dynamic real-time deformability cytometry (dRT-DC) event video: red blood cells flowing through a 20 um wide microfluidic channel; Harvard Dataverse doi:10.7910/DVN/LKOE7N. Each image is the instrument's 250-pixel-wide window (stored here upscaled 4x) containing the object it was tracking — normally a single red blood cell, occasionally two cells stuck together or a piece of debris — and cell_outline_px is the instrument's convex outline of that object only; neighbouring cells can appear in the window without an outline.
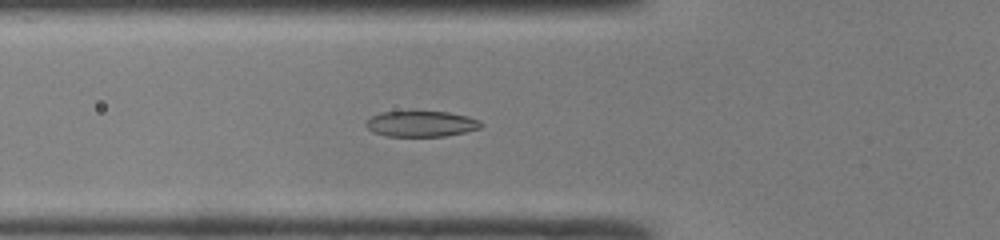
{"species": "common noctule bat (a hibernating species)", "species_latin": "Nyctalus noctula", "temperature_condition": "room temperature", "stored_images_in_passage": 48, "camera_frame_rate_fps": 3000, "um_per_image_px": 0.085, "animal": {"sex": "male", "body_mass_g": 19.0, "forearm_length_mm": 50.8}, "frame": {"image": 1, "passage_image": 17, "time_ms": 5.333, "image_size_px": [1000, 240], "cell_outline_px": [[480, 128], [464, 132], [444, 136], [388, 136], [372, 132], [364, 124], [372, 116], [380, 112], [448, 112], [468, 116], [480, 120]], "centroid_in_image_um": [35.78, 10.53], "position_along_channel_um": 90.0, "area_um2": 17.05}}
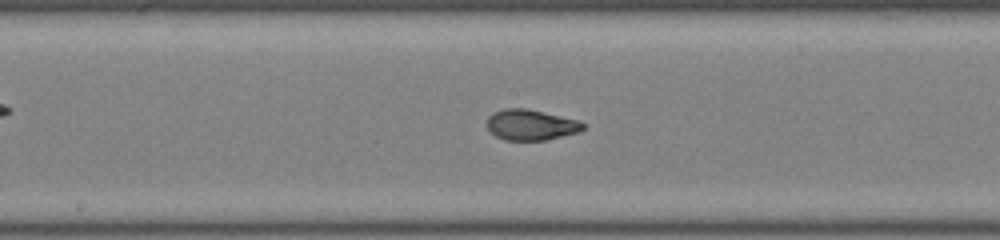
{"frame": {"image": 2, "passage_image": 25, "time_ms": 8.0, "image_size_px": [1000, 240], "cell_outline_px": [[588, 124], [580, 132], [544, 140], [504, 140], [496, 136], [488, 128], [488, 116], [492, 112], [504, 108], [528, 108], [580, 120]], "centroid_in_image_um": [45.17, 10.6], "position_along_channel_um": 203.0, "area_um2": 17.4}}
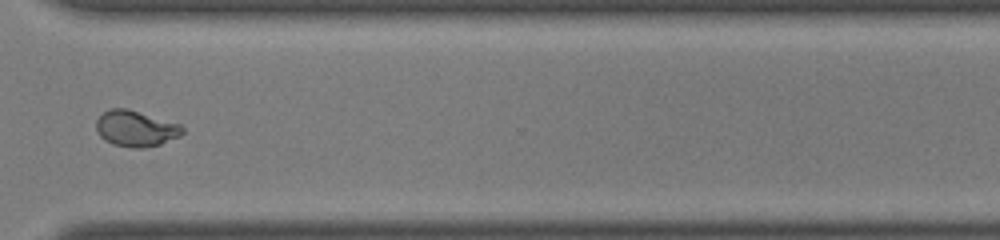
{"frame": {"image": 3, "passage_image": 36, "time_ms": 11.667, "image_size_px": [1000, 240], "cell_outline_px": [[184, 132], [180, 136], [160, 144], [144, 148], [132, 148], [112, 144], [104, 140], [100, 136], [96, 128], [96, 120], [104, 112], [112, 108], [128, 108], [180, 124], [184, 128]], "centroid_in_image_um": [11.54, 10.93], "position_along_channel_um": 359.1, "area_um2": 18.15}, "authors_computed_cell_mechanics": {"area_um2": 18.0625, "velocity_mm_per_s": 4.2436, "shape_relaxation_time_tau1_ms": 3.146, "shape_relaxation_time_tau2_ms": 0.9618, "deformation_change_tau1": 0.1915, "deformation_change_tau2": 0.057}}